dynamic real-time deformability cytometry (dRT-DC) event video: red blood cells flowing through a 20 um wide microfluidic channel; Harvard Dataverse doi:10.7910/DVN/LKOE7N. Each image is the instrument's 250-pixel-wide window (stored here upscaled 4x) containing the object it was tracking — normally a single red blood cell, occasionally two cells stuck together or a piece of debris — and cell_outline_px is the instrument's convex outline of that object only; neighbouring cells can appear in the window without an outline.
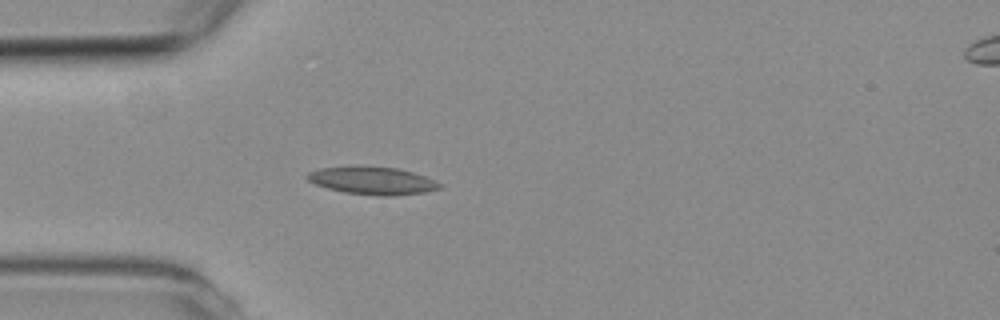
{"species": "common noctule bat (a hibernating species)", "species_latin": "Nyctalus noctula", "temperature_condition": "room temperature", "stored_images_in_passage": 4, "camera_frame_rate_fps": 3000, "um_per_image_px": 0.085, "animal": {"sex": "female", "body_mass_g": 19.3, "forearm_length_mm": 54.1}, "frame": {"image": 1, "passage_image": 3, "time_ms": 2.333, "image_size_px": [1000, 320], "cell_outline_px": [[440, 188], [424, 192], [392, 196], [384, 196], [344, 192], [328, 188], [316, 184], [308, 180], [304, 176], [308, 172], [320, 168], [356, 164], [360, 164], [400, 168], [436, 180], [440, 184]], "centroid_in_image_um": [31.61, 15.31], "position_along_channel_um": 53.4, "area_um2": 21.79}}